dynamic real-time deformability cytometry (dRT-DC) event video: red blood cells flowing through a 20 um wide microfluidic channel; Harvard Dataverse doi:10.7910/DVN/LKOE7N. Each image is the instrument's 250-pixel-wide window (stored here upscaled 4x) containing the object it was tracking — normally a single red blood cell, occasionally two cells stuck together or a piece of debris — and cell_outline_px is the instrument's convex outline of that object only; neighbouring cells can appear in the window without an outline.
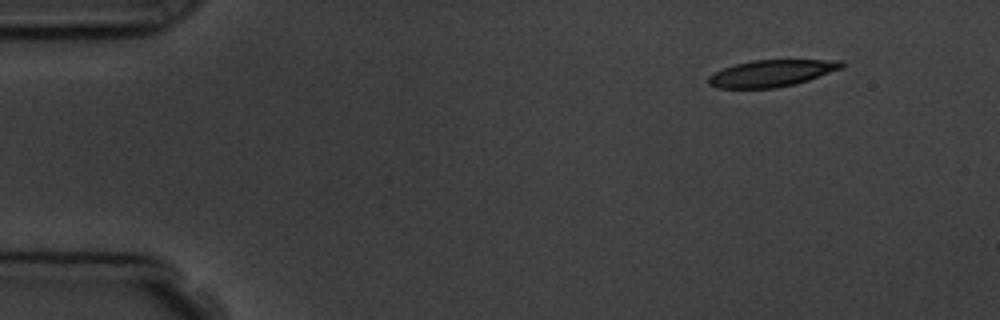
{"species": "common noctule bat (a hibernating species)", "species_latin": "Nyctalus noctula", "temperature_condition": "room temperature", "stored_images_in_passage": 4, "camera_frame_rate_fps": 3000, "um_per_image_px": 0.085, "animal": {"sex": "male", "body_mass_g": 19.5, "forearm_length_mm": 54.6}, "frame": {"image": 1, "passage_image": 1, "time_ms": 0.0, "image_size_px": [1000, 320], "cell_outline_px": [[844, 68], [796, 84], [776, 88], [716, 88], [708, 84], [708, 76], [724, 68], [736, 64], [752, 60], [844, 60]], "centroid_in_image_um": [65.61, 6.23], "position_along_channel_um": 19.4, "area_um2": 20.81}}